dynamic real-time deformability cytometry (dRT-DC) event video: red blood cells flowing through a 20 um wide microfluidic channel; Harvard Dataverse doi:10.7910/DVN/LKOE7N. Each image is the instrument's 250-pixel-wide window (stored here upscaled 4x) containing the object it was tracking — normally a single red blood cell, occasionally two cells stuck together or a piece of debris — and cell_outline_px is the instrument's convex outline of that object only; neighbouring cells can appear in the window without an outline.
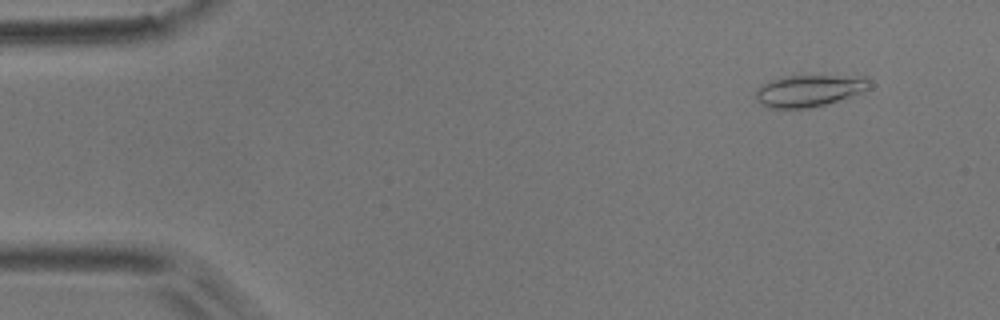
{"species": "common noctule bat (a hibernating species)", "species_latin": "Nyctalus noctula", "temperature_condition": "room temperature", "stored_images_in_passage": 54, "camera_frame_rate_fps": 3000, "um_per_image_px": 0.085, "animal": {"sex": "male", "body_mass_g": 17.9}, "frame": {"image": 1, "passage_image": 5, "time_ms": 1.333, "image_size_px": [1000, 320], "cell_outline_px": [[872, 88], [824, 104], [808, 108], [768, 108], [760, 104], [756, 96], [756, 88], [772, 80], [784, 76], [868, 76], [872, 84]], "centroid_in_image_um": [68.79, 7.69], "position_along_channel_um": 16.2, "area_um2": 20.87}}
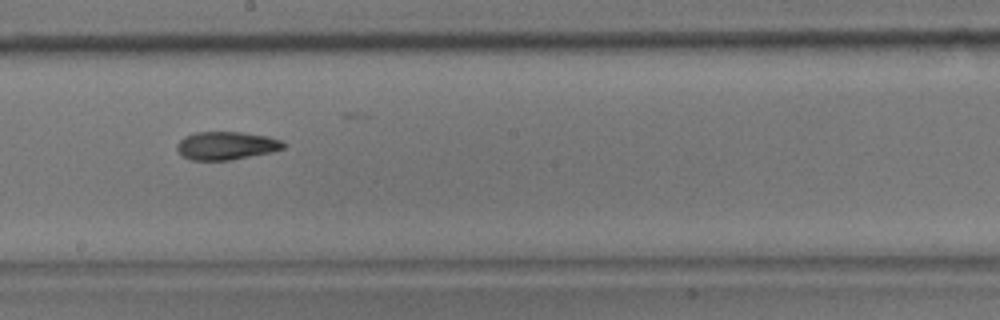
{"frame": {"image": 2, "passage_image": 30, "time_ms": 9.667, "image_size_px": [1000, 320], "cell_outline_px": [[288, 144], [284, 148], [272, 152], [232, 160], [192, 160], [180, 156], [176, 148], [176, 144], [184, 136], [196, 132], [240, 132], [268, 136], [280, 140]], "centroid_in_image_um": [19.22, 12.38], "position_along_channel_um": 229.0, "area_um2": 17.69}}
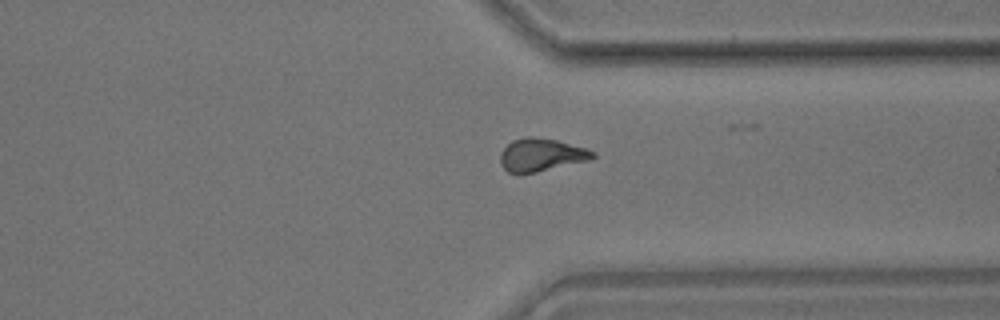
{"frame": {"image": 3, "passage_image": 41, "time_ms": 13.333, "image_size_px": [1000, 320], "cell_outline_px": [[596, 156], [592, 160], [520, 176], [508, 172], [504, 168], [500, 160], [500, 156], [504, 148], [512, 140], [528, 136], [532, 136], [556, 140], [584, 148], [596, 152]], "centroid_in_image_um": [46.01, 13.2], "position_along_channel_um": 365.4, "area_um2": 18.03}, "authors_computed_cell_mechanics": {"area_um2": 17.6868, "velocity_mm_per_s": 3.7314, "shape_relaxation_time_tau1_ms": null, "shape_relaxation_time_tau2_ms": 6.067, "deformation_change_tau1": null, "deformation_change_tau2": 0.1594}}